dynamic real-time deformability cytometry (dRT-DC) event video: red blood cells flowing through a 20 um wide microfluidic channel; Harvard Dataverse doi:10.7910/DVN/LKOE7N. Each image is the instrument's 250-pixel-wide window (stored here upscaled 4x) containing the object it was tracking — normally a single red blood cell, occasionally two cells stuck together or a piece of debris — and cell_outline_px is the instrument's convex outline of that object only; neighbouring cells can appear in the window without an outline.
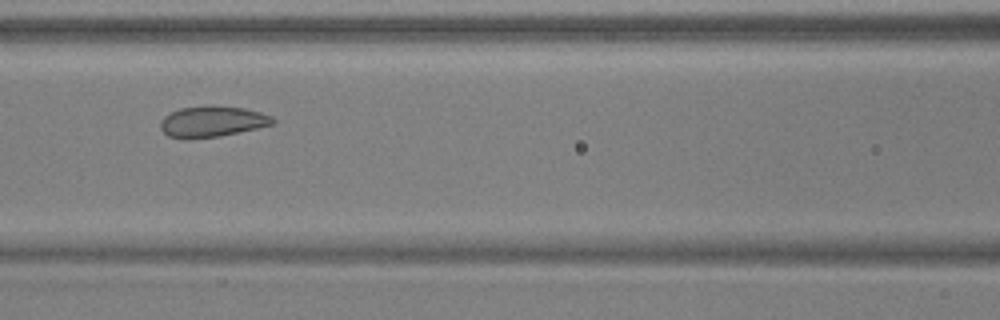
{"species": "common noctule bat (a hibernating species)", "species_latin": "Nyctalus noctula", "temperature_condition": "warm", "stored_images_in_passage": 7, "camera_frame_rate_fps": 3000, "um_per_image_px": 0.085, "animal": {"sex": "male", "body_mass_g": 17.9, "forearm_length_mm": 54.2}, "frame": {"image": 1, "passage_image": 6, "time_ms": 1.667, "image_size_px": [1000, 320], "cell_outline_px": [[276, 124], [220, 136], [188, 140], [184, 140], [168, 136], [160, 128], [160, 120], [164, 116], [180, 108], [244, 108], [260, 112], [272, 116], [276, 120]], "centroid_in_image_um": [18.03, 10.39], "position_along_channel_um": 148.6, "area_um2": 19.83}}
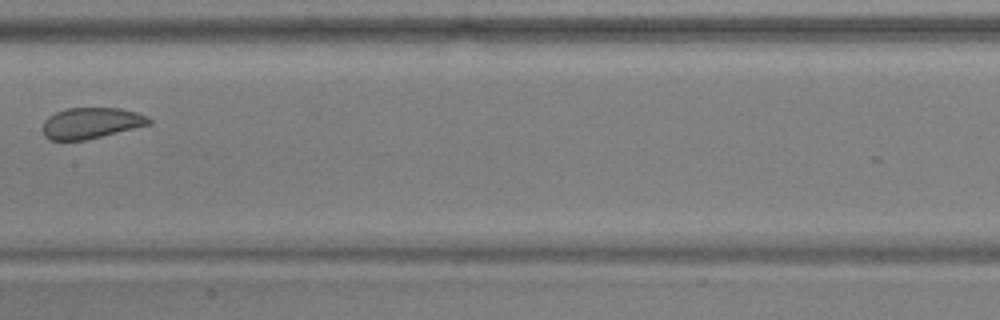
{"frame": {"image": 2, "passage_image": 7, "time_ms": 2.0, "image_size_px": [1000, 320], "cell_outline_px": [[152, 124], [84, 140], [48, 140], [44, 136], [44, 120], [48, 116], [56, 112], [68, 108], [120, 108], [136, 112], [148, 116], [152, 120]], "centroid_in_image_um": [7.76, 10.45], "position_along_channel_um": 199.6, "area_um2": 19.13}}